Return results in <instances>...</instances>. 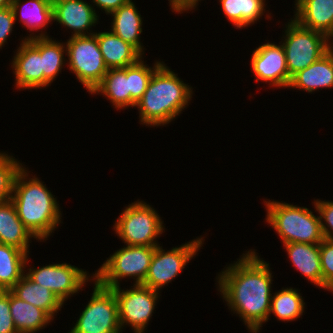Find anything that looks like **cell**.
<instances>
[{
	"mask_svg": "<svg viewBox=\"0 0 333 333\" xmlns=\"http://www.w3.org/2000/svg\"><path fill=\"white\" fill-rule=\"evenodd\" d=\"M218 291L250 332L257 333L269 319L272 273L256 252L248 251L217 276Z\"/></svg>",
	"mask_w": 333,
	"mask_h": 333,
	"instance_id": "6da1fadb",
	"label": "cell"
},
{
	"mask_svg": "<svg viewBox=\"0 0 333 333\" xmlns=\"http://www.w3.org/2000/svg\"><path fill=\"white\" fill-rule=\"evenodd\" d=\"M27 170L18 172L11 201L14 203L18 217L34 236L45 240L59 226L61 211L53 194L37 177L29 178Z\"/></svg>",
	"mask_w": 333,
	"mask_h": 333,
	"instance_id": "7a4b0ae2",
	"label": "cell"
},
{
	"mask_svg": "<svg viewBox=\"0 0 333 333\" xmlns=\"http://www.w3.org/2000/svg\"><path fill=\"white\" fill-rule=\"evenodd\" d=\"M192 88L162 63L152 74L141 99L136 103L141 124H169L188 105Z\"/></svg>",
	"mask_w": 333,
	"mask_h": 333,
	"instance_id": "3957f363",
	"label": "cell"
},
{
	"mask_svg": "<svg viewBox=\"0 0 333 333\" xmlns=\"http://www.w3.org/2000/svg\"><path fill=\"white\" fill-rule=\"evenodd\" d=\"M264 203L266 221L280 236L283 244H320L323 241L321 219L308 208L271 200Z\"/></svg>",
	"mask_w": 333,
	"mask_h": 333,
	"instance_id": "277c9868",
	"label": "cell"
},
{
	"mask_svg": "<svg viewBox=\"0 0 333 333\" xmlns=\"http://www.w3.org/2000/svg\"><path fill=\"white\" fill-rule=\"evenodd\" d=\"M154 251L155 247L126 245L107 258L91 278L110 289L120 286L119 280L126 277L135 279V284H143Z\"/></svg>",
	"mask_w": 333,
	"mask_h": 333,
	"instance_id": "5b68a950",
	"label": "cell"
},
{
	"mask_svg": "<svg viewBox=\"0 0 333 333\" xmlns=\"http://www.w3.org/2000/svg\"><path fill=\"white\" fill-rule=\"evenodd\" d=\"M287 24L286 37L281 44L285 52L288 73L292 77L319 60L333 47V42H330L325 34L304 28L294 19Z\"/></svg>",
	"mask_w": 333,
	"mask_h": 333,
	"instance_id": "8992f818",
	"label": "cell"
},
{
	"mask_svg": "<svg viewBox=\"0 0 333 333\" xmlns=\"http://www.w3.org/2000/svg\"><path fill=\"white\" fill-rule=\"evenodd\" d=\"M163 226L153 207L137 200L125 207L113 227L126 245L156 247V237L163 233Z\"/></svg>",
	"mask_w": 333,
	"mask_h": 333,
	"instance_id": "52a82bcc",
	"label": "cell"
},
{
	"mask_svg": "<svg viewBox=\"0 0 333 333\" xmlns=\"http://www.w3.org/2000/svg\"><path fill=\"white\" fill-rule=\"evenodd\" d=\"M65 46L69 70L91 93L108 71L96 35L71 36Z\"/></svg>",
	"mask_w": 333,
	"mask_h": 333,
	"instance_id": "ba28073f",
	"label": "cell"
},
{
	"mask_svg": "<svg viewBox=\"0 0 333 333\" xmlns=\"http://www.w3.org/2000/svg\"><path fill=\"white\" fill-rule=\"evenodd\" d=\"M92 297L69 333H120L118 302L112 289L96 280Z\"/></svg>",
	"mask_w": 333,
	"mask_h": 333,
	"instance_id": "9c48e42d",
	"label": "cell"
},
{
	"mask_svg": "<svg viewBox=\"0 0 333 333\" xmlns=\"http://www.w3.org/2000/svg\"><path fill=\"white\" fill-rule=\"evenodd\" d=\"M202 241H204L202 237L197 238L167 252L162 249V246H156L148 274L142 285L155 291L162 289L165 284L171 282L183 271L187 263L202 247Z\"/></svg>",
	"mask_w": 333,
	"mask_h": 333,
	"instance_id": "30bf717a",
	"label": "cell"
},
{
	"mask_svg": "<svg viewBox=\"0 0 333 333\" xmlns=\"http://www.w3.org/2000/svg\"><path fill=\"white\" fill-rule=\"evenodd\" d=\"M118 302L119 324L130 325L135 333H144L146 325L154 312L158 292L142 284L121 290L120 286L112 289Z\"/></svg>",
	"mask_w": 333,
	"mask_h": 333,
	"instance_id": "8fae6325",
	"label": "cell"
},
{
	"mask_svg": "<svg viewBox=\"0 0 333 333\" xmlns=\"http://www.w3.org/2000/svg\"><path fill=\"white\" fill-rule=\"evenodd\" d=\"M25 274L32 281L50 289L63 303L68 297L78 293L90 277L86 271L67 263L30 268Z\"/></svg>",
	"mask_w": 333,
	"mask_h": 333,
	"instance_id": "7c38bea8",
	"label": "cell"
},
{
	"mask_svg": "<svg viewBox=\"0 0 333 333\" xmlns=\"http://www.w3.org/2000/svg\"><path fill=\"white\" fill-rule=\"evenodd\" d=\"M251 68L255 73L256 82H270L276 87H288L289 76L283 45L265 43L253 51L251 56Z\"/></svg>",
	"mask_w": 333,
	"mask_h": 333,
	"instance_id": "4fadbf2b",
	"label": "cell"
},
{
	"mask_svg": "<svg viewBox=\"0 0 333 333\" xmlns=\"http://www.w3.org/2000/svg\"><path fill=\"white\" fill-rule=\"evenodd\" d=\"M21 41L11 66L15 73V85L19 89H39L43 87L40 37L23 38Z\"/></svg>",
	"mask_w": 333,
	"mask_h": 333,
	"instance_id": "5bb4252c",
	"label": "cell"
},
{
	"mask_svg": "<svg viewBox=\"0 0 333 333\" xmlns=\"http://www.w3.org/2000/svg\"><path fill=\"white\" fill-rule=\"evenodd\" d=\"M52 6L53 21L72 29V37L94 34L88 30L95 26L99 18L92 4L83 0H52Z\"/></svg>",
	"mask_w": 333,
	"mask_h": 333,
	"instance_id": "9a60e30c",
	"label": "cell"
},
{
	"mask_svg": "<svg viewBox=\"0 0 333 333\" xmlns=\"http://www.w3.org/2000/svg\"><path fill=\"white\" fill-rule=\"evenodd\" d=\"M294 20L333 39V0H295ZM333 42V40H331Z\"/></svg>",
	"mask_w": 333,
	"mask_h": 333,
	"instance_id": "2e32d148",
	"label": "cell"
},
{
	"mask_svg": "<svg viewBox=\"0 0 333 333\" xmlns=\"http://www.w3.org/2000/svg\"><path fill=\"white\" fill-rule=\"evenodd\" d=\"M288 87L308 93L319 88H333V47L319 60L294 74Z\"/></svg>",
	"mask_w": 333,
	"mask_h": 333,
	"instance_id": "e0dca14e",
	"label": "cell"
},
{
	"mask_svg": "<svg viewBox=\"0 0 333 333\" xmlns=\"http://www.w3.org/2000/svg\"><path fill=\"white\" fill-rule=\"evenodd\" d=\"M94 34L108 69L125 68L142 58V54L134 46L123 41L112 31Z\"/></svg>",
	"mask_w": 333,
	"mask_h": 333,
	"instance_id": "ac0fdd59",
	"label": "cell"
},
{
	"mask_svg": "<svg viewBox=\"0 0 333 333\" xmlns=\"http://www.w3.org/2000/svg\"><path fill=\"white\" fill-rule=\"evenodd\" d=\"M290 261L308 281L323 288V274L320 260V244L287 243L284 244Z\"/></svg>",
	"mask_w": 333,
	"mask_h": 333,
	"instance_id": "d6986e66",
	"label": "cell"
},
{
	"mask_svg": "<svg viewBox=\"0 0 333 333\" xmlns=\"http://www.w3.org/2000/svg\"><path fill=\"white\" fill-rule=\"evenodd\" d=\"M34 237L19 219L14 203L0 204V243L29 253V241Z\"/></svg>",
	"mask_w": 333,
	"mask_h": 333,
	"instance_id": "ffe728a7",
	"label": "cell"
},
{
	"mask_svg": "<svg viewBox=\"0 0 333 333\" xmlns=\"http://www.w3.org/2000/svg\"><path fill=\"white\" fill-rule=\"evenodd\" d=\"M138 12L132 0L126 5L120 6L110 13L113 17L110 30L123 41L134 46L143 55L144 48L140 42L143 21Z\"/></svg>",
	"mask_w": 333,
	"mask_h": 333,
	"instance_id": "44dd1931",
	"label": "cell"
},
{
	"mask_svg": "<svg viewBox=\"0 0 333 333\" xmlns=\"http://www.w3.org/2000/svg\"><path fill=\"white\" fill-rule=\"evenodd\" d=\"M10 291L19 299L46 311L53 319L64 304L50 289L32 281L26 274Z\"/></svg>",
	"mask_w": 333,
	"mask_h": 333,
	"instance_id": "7402d4cb",
	"label": "cell"
},
{
	"mask_svg": "<svg viewBox=\"0 0 333 333\" xmlns=\"http://www.w3.org/2000/svg\"><path fill=\"white\" fill-rule=\"evenodd\" d=\"M10 313L18 333H36L53 320L46 311L19 299L11 291Z\"/></svg>",
	"mask_w": 333,
	"mask_h": 333,
	"instance_id": "603a6c76",
	"label": "cell"
},
{
	"mask_svg": "<svg viewBox=\"0 0 333 333\" xmlns=\"http://www.w3.org/2000/svg\"><path fill=\"white\" fill-rule=\"evenodd\" d=\"M101 93L107 97L117 109L130 106L129 78L127 67L108 69L102 81L94 88L91 94Z\"/></svg>",
	"mask_w": 333,
	"mask_h": 333,
	"instance_id": "cb8c5ba5",
	"label": "cell"
},
{
	"mask_svg": "<svg viewBox=\"0 0 333 333\" xmlns=\"http://www.w3.org/2000/svg\"><path fill=\"white\" fill-rule=\"evenodd\" d=\"M12 0L11 8L15 18L20 15L19 21L31 32L44 28L53 20L52 0ZM20 11V12H19ZM18 13V14H17Z\"/></svg>",
	"mask_w": 333,
	"mask_h": 333,
	"instance_id": "d4e9b609",
	"label": "cell"
},
{
	"mask_svg": "<svg viewBox=\"0 0 333 333\" xmlns=\"http://www.w3.org/2000/svg\"><path fill=\"white\" fill-rule=\"evenodd\" d=\"M28 254L0 243V290H10L23 276Z\"/></svg>",
	"mask_w": 333,
	"mask_h": 333,
	"instance_id": "484cf974",
	"label": "cell"
},
{
	"mask_svg": "<svg viewBox=\"0 0 333 333\" xmlns=\"http://www.w3.org/2000/svg\"><path fill=\"white\" fill-rule=\"evenodd\" d=\"M34 37H40V55L42 57V70H43V87L50 85L53 80L58 76L59 71L61 72L62 66L64 65V53H67L64 44L52 40L45 35V33L33 36L30 34L26 40ZM65 51V52H64Z\"/></svg>",
	"mask_w": 333,
	"mask_h": 333,
	"instance_id": "4316f807",
	"label": "cell"
},
{
	"mask_svg": "<svg viewBox=\"0 0 333 333\" xmlns=\"http://www.w3.org/2000/svg\"><path fill=\"white\" fill-rule=\"evenodd\" d=\"M223 13L237 29L255 23L265 11V0H220Z\"/></svg>",
	"mask_w": 333,
	"mask_h": 333,
	"instance_id": "83f0119b",
	"label": "cell"
},
{
	"mask_svg": "<svg viewBox=\"0 0 333 333\" xmlns=\"http://www.w3.org/2000/svg\"><path fill=\"white\" fill-rule=\"evenodd\" d=\"M304 304L298 289L284 288L272 296L269 317L273 313L279 321H294L302 316Z\"/></svg>",
	"mask_w": 333,
	"mask_h": 333,
	"instance_id": "f1b7e54d",
	"label": "cell"
},
{
	"mask_svg": "<svg viewBox=\"0 0 333 333\" xmlns=\"http://www.w3.org/2000/svg\"><path fill=\"white\" fill-rule=\"evenodd\" d=\"M163 62L154 64V67H149L144 64L142 58L133 65L127 66V77L129 78V91H130V107H136V103L141 99L154 71Z\"/></svg>",
	"mask_w": 333,
	"mask_h": 333,
	"instance_id": "f546056e",
	"label": "cell"
},
{
	"mask_svg": "<svg viewBox=\"0 0 333 333\" xmlns=\"http://www.w3.org/2000/svg\"><path fill=\"white\" fill-rule=\"evenodd\" d=\"M22 168L15 157L0 153V204L11 200L16 176Z\"/></svg>",
	"mask_w": 333,
	"mask_h": 333,
	"instance_id": "4dcf8cb0",
	"label": "cell"
},
{
	"mask_svg": "<svg viewBox=\"0 0 333 333\" xmlns=\"http://www.w3.org/2000/svg\"><path fill=\"white\" fill-rule=\"evenodd\" d=\"M320 260L323 288L333 293V240L323 239L320 243Z\"/></svg>",
	"mask_w": 333,
	"mask_h": 333,
	"instance_id": "1f68e13d",
	"label": "cell"
},
{
	"mask_svg": "<svg viewBox=\"0 0 333 333\" xmlns=\"http://www.w3.org/2000/svg\"><path fill=\"white\" fill-rule=\"evenodd\" d=\"M314 206L318 214L320 215L321 231L325 239L333 240V202L332 201H314ZM324 219V220H322ZM326 223H324V222ZM330 228V229H328ZM332 230V231H331ZM332 232V233H331Z\"/></svg>",
	"mask_w": 333,
	"mask_h": 333,
	"instance_id": "d6a6232c",
	"label": "cell"
},
{
	"mask_svg": "<svg viewBox=\"0 0 333 333\" xmlns=\"http://www.w3.org/2000/svg\"><path fill=\"white\" fill-rule=\"evenodd\" d=\"M0 333H18L10 313V290H0Z\"/></svg>",
	"mask_w": 333,
	"mask_h": 333,
	"instance_id": "836d02e7",
	"label": "cell"
},
{
	"mask_svg": "<svg viewBox=\"0 0 333 333\" xmlns=\"http://www.w3.org/2000/svg\"><path fill=\"white\" fill-rule=\"evenodd\" d=\"M16 20L11 6L0 8V49L7 42Z\"/></svg>",
	"mask_w": 333,
	"mask_h": 333,
	"instance_id": "e575fe53",
	"label": "cell"
},
{
	"mask_svg": "<svg viewBox=\"0 0 333 333\" xmlns=\"http://www.w3.org/2000/svg\"><path fill=\"white\" fill-rule=\"evenodd\" d=\"M94 5L105 11L106 14L117 10L120 6L126 5L131 0H92Z\"/></svg>",
	"mask_w": 333,
	"mask_h": 333,
	"instance_id": "d590c367",
	"label": "cell"
},
{
	"mask_svg": "<svg viewBox=\"0 0 333 333\" xmlns=\"http://www.w3.org/2000/svg\"><path fill=\"white\" fill-rule=\"evenodd\" d=\"M169 4L174 10V12L183 13V11H188L195 9L196 5H198L199 0H168Z\"/></svg>",
	"mask_w": 333,
	"mask_h": 333,
	"instance_id": "8d00e7d4",
	"label": "cell"
},
{
	"mask_svg": "<svg viewBox=\"0 0 333 333\" xmlns=\"http://www.w3.org/2000/svg\"><path fill=\"white\" fill-rule=\"evenodd\" d=\"M12 0H0V8L10 7Z\"/></svg>",
	"mask_w": 333,
	"mask_h": 333,
	"instance_id": "74e56055",
	"label": "cell"
}]
</instances>
